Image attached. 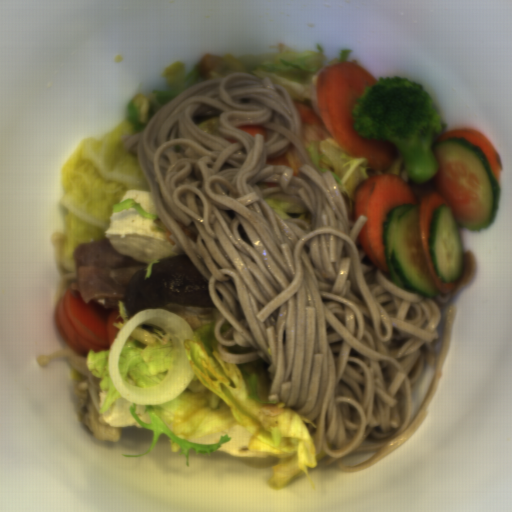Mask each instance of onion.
Instances as JSON below:
<instances>
[{
    "label": "onion",
    "instance_id": "1",
    "mask_svg": "<svg viewBox=\"0 0 512 512\" xmlns=\"http://www.w3.org/2000/svg\"><path fill=\"white\" fill-rule=\"evenodd\" d=\"M151 322L176 338L180 346V352L173 370L166 379L157 385L142 389L123 380L119 373L118 362L121 348L131 331L139 325ZM194 335V329L189 322L176 312L162 308H149L132 315L117 334L110 349L108 360L111 381L121 398L139 405H156L172 402L185 392L195 374L187 360L183 340L193 338Z\"/></svg>",
    "mask_w": 512,
    "mask_h": 512
}]
</instances>
